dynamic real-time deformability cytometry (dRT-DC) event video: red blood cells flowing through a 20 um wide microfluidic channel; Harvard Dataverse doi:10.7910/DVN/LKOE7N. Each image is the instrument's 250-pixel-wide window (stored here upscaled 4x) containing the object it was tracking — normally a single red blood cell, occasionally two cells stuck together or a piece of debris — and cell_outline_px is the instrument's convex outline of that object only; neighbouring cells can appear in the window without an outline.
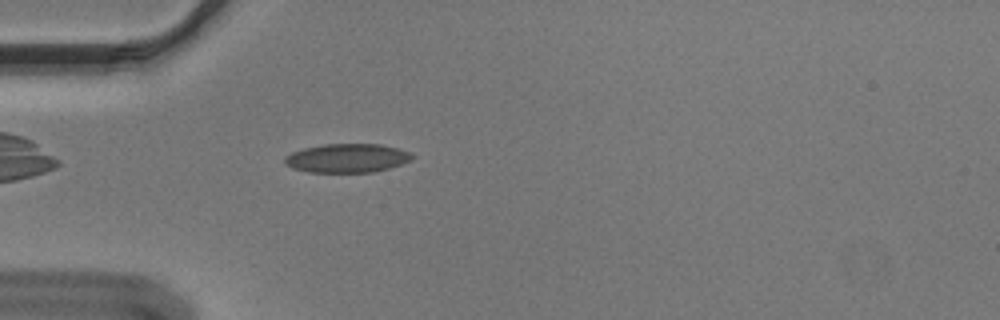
{"species": "Egyptian fruit bat (a non-hibernating species)", "species_latin": "Rousettus aegyptiacus", "temperature_condition": "cold", "stored_images_in_passage": 43, "camera_frame_rate_fps": 3000, "um_per_image_px": 0.085, "animal": {"sex": "male"}, "frame": {"image": 1, "passage_image": 4, "time_ms": 1.0, "image_size_px": [1000, 320], "cell_outline_px": [[416, 156], [412, 160], [388, 168], [372, 172], [308, 172], [292, 168], [284, 164], [284, 156], [292, 152], [304, 148], [324, 144], [380, 144], [400, 148], [412, 152]], "centroid_in_image_um": [29.52, 13.43], "position_along_channel_um": 55.5, "area_um2": 21.62}}
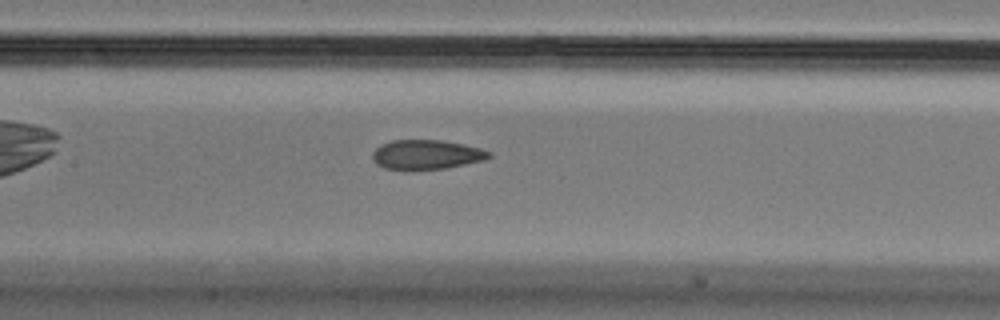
{"frame": {"image": 2, "passage_image": 14, "time_ms": 4.333, "image_size_px": [1000, 320], "cell_outline_px": [[492, 156], [484, 160], [444, 168], [404, 172], [384, 168], [376, 164], [372, 160], [372, 152], [380, 144], [392, 140], [440, 140], [464, 144], [480, 148], [492, 152]], "centroid_in_image_um": [36.19, 13.16], "position_along_channel_um": 171.2, "area_um2": 20.58}}
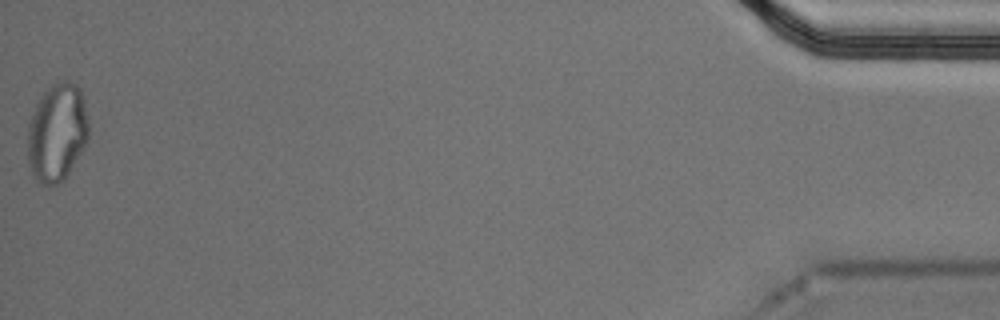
{"frame": {"image": 3, "passage_image": 43, "time_ms": 14.0, "image_size_px": [1000, 320], "cell_outline_px": [[88, 136], [80, 152], [64, 180], [48, 188], [40, 184], [32, 176], [28, 160], [28, 124], [36, 104], [44, 92], [52, 84], [60, 80], [68, 80], [76, 84], [80, 88], [84, 96], [88, 124]], "centroid_in_image_um": [4.83, 11.26], "position_along_channel_um": 430.4, "area_um2": 35.03}, "authors_computed_cell_mechanics": {"area_um2": 21.3282, "velocity_mm_per_s": 3.6345, "shape_relaxation_time_tau1_ms": null, "shape_relaxation_time_tau2_ms": 2.3472, "deformation_change_tau1": null, "deformation_change_tau2": 0.0924}}